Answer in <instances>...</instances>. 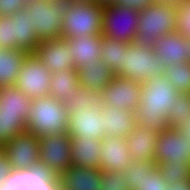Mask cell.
<instances>
[{
    "instance_id": "d6986e66",
    "label": "cell",
    "mask_w": 190,
    "mask_h": 190,
    "mask_svg": "<svg viewBox=\"0 0 190 190\" xmlns=\"http://www.w3.org/2000/svg\"><path fill=\"white\" fill-rule=\"evenodd\" d=\"M158 133L136 123L126 138L132 162L154 161V147Z\"/></svg>"
},
{
    "instance_id": "e0dca14e",
    "label": "cell",
    "mask_w": 190,
    "mask_h": 190,
    "mask_svg": "<svg viewBox=\"0 0 190 190\" xmlns=\"http://www.w3.org/2000/svg\"><path fill=\"white\" fill-rule=\"evenodd\" d=\"M56 178L38 167L24 171L13 170L5 190H56Z\"/></svg>"
},
{
    "instance_id": "d6a6232c",
    "label": "cell",
    "mask_w": 190,
    "mask_h": 190,
    "mask_svg": "<svg viewBox=\"0 0 190 190\" xmlns=\"http://www.w3.org/2000/svg\"><path fill=\"white\" fill-rule=\"evenodd\" d=\"M157 167L168 184L190 179V166L188 165H172L170 162H163L159 163Z\"/></svg>"
},
{
    "instance_id": "f35d334b",
    "label": "cell",
    "mask_w": 190,
    "mask_h": 190,
    "mask_svg": "<svg viewBox=\"0 0 190 190\" xmlns=\"http://www.w3.org/2000/svg\"><path fill=\"white\" fill-rule=\"evenodd\" d=\"M28 0H0V17L12 16L25 7Z\"/></svg>"
},
{
    "instance_id": "3957f363",
    "label": "cell",
    "mask_w": 190,
    "mask_h": 190,
    "mask_svg": "<svg viewBox=\"0 0 190 190\" xmlns=\"http://www.w3.org/2000/svg\"><path fill=\"white\" fill-rule=\"evenodd\" d=\"M69 113L63 102L51 95L32 99L27 131L37 137L66 133Z\"/></svg>"
},
{
    "instance_id": "ba28073f",
    "label": "cell",
    "mask_w": 190,
    "mask_h": 190,
    "mask_svg": "<svg viewBox=\"0 0 190 190\" xmlns=\"http://www.w3.org/2000/svg\"><path fill=\"white\" fill-rule=\"evenodd\" d=\"M139 11L116 4L103 7L102 36L132 43L136 40Z\"/></svg>"
},
{
    "instance_id": "f546056e",
    "label": "cell",
    "mask_w": 190,
    "mask_h": 190,
    "mask_svg": "<svg viewBox=\"0 0 190 190\" xmlns=\"http://www.w3.org/2000/svg\"><path fill=\"white\" fill-rule=\"evenodd\" d=\"M27 131V121L21 113L0 111V148L16 135Z\"/></svg>"
},
{
    "instance_id": "bcb514c9",
    "label": "cell",
    "mask_w": 190,
    "mask_h": 190,
    "mask_svg": "<svg viewBox=\"0 0 190 190\" xmlns=\"http://www.w3.org/2000/svg\"><path fill=\"white\" fill-rule=\"evenodd\" d=\"M156 2H168V3H176L177 0H155Z\"/></svg>"
},
{
    "instance_id": "7a4b0ae2",
    "label": "cell",
    "mask_w": 190,
    "mask_h": 190,
    "mask_svg": "<svg viewBox=\"0 0 190 190\" xmlns=\"http://www.w3.org/2000/svg\"><path fill=\"white\" fill-rule=\"evenodd\" d=\"M176 8V3L155 1L146 9L139 11L135 42L154 48L159 37L176 31Z\"/></svg>"
},
{
    "instance_id": "603a6c76",
    "label": "cell",
    "mask_w": 190,
    "mask_h": 190,
    "mask_svg": "<svg viewBox=\"0 0 190 190\" xmlns=\"http://www.w3.org/2000/svg\"><path fill=\"white\" fill-rule=\"evenodd\" d=\"M77 73L79 85L94 91H102L115 76L113 70L101 60L83 64Z\"/></svg>"
},
{
    "instance_id": "44dd1931",
    "label": "cell",
    "mask_w": 190,
    "mask_h": 190,
    "mask_svg": "<svg viewBox=\"0 0 190 190\" xmlns=\"http://www.w3.org/2000/svg\"><path fill=\"white\" fill-rule=\"evenodd\" d=\"M101 145L102 140L72 137L70 150L72 166L99 168Z\"/></svg>"
},
{
    "instance_id": "277c9868",
    "label": "cell",
    "mask_w": 190,
    "mask_h": 190,
    "mask_svg": "<svg viewBox=\"0 0 190 190\" xmlns=\"http://www.w3.org/2000/svg\"><path fill=\"white\" fill-rule=\"evenodd\" d=\"M166 70L167 65L157 57L154 48L132 42L124 51L123 65L115 75L142 84L149 77L164 76Z\"/></svg>"
},
{
    "instance_id": "b9f144b4",
    "label": "cell",
    "mask_w": 190,
    "mask_h": 190,
    "mask_svg": "<svg viewBox=\"0 0 190 190\" xmlns=\"http://www.w3.org/2000/svg\"><path fill=\"white\" fill-rule=\"evenodd\" d=\"M173 128L190 142V117L181 119Z\"/></svg>"
},
{
    "instance_id": "ac0fdd59",
    "label": "cell",
    "mask_w": 190,
    "mask_h": 190,
    "mask_svg": "<svg viewBox=\"0 0 190 190\" xmlns=\"http://www.w3.org/2000/svg\"><path fill=\"white\" fill-rule=\"evenodd\" d=\"M189 39L178 31L162 35L156 41L154 50L167 67L188 61Z\"/></svg>"
},
{
    "instance_id": "4fadbf2b",
    "label": "cell",
    "mask_w": 190,
    "mask_h": 190,
    "mask_svg": "<svg viewBox=\"0 0 190 190\" xmlns=\"http://www.w3.org/2000/svg\"><path fill=\"white\" fill-rule=\"evenodd\" d=\"M104 117L102 109L83 107L77 109V112L69 113L67 132L72 137H84L85 139L103 140Z\"/></svg>"
},
{
    "instance_id": "ffe728a7",
    "label": "cell",
    "mask_w": 190,
    "mask_h": 190,
    "mask_svg": "<svg viewBox=\"0 0 190 190\" xmlns=\"http://www.w3.org/2000/svg\"><path fill=\"white\" fill-rule=\"evenodd\" d=\"M105 136L126 139L135 127V111L124 110L121 107L103 106Z\"/></svg>"
},
{
    "instance_id": "5bb4252c",
    "label": "cell",
    "mask_w": 190,
    "mask_h": 190,
    "mask_svg": "<svg viewBox=\"0 0 190 190\" xmlns=\"http://www.w3.org/2000/svg\"><path fill=\"white\" fill-rule=\"evenodd\" d=\"M34 53L50 73L75 69V63L71 57L66 38L61 37L41 41Z\"/></svg>"
},
{
    "instance_id": "d590c367",
    "label": "cell",
    "mask_w": 190,
    "mask_h": 190,
    "mask_svg": "<svg viewBox=\"0 0 190 190\" xmlns=\"http://www.w3.org/2000/svg\"><path fill=\"white\" fill-rule=\"evenodd\" d=\"M177 29L180 34L190 39V0H177Z\"/></svg>"
},
{
    "instance_id": "8d00e7d4",
    "label": "cell",
    "mask_w": 190,
    "mask_h": 190,
    "mask_svg": "<svg viewBox=\"0 0 190 190\" xmlns=\"http://www.w3.org/2000/svg\"><path fill=\"white\" fill-rule=\"evenodd\" d=\"M101 190H131V187L123 180V171H102Z\"/></svg>"
},
{
    "instance_id": "6da1fadb",
    "label": "cell",
    "mask_w": 190,
    "mask_h": 190,
    "mask_svg": "<svg viewBox=\"0 0 190 190\" xmlns=\"http://www.w3.org/2000/svg\"><path fill=\"white\" fill-rule=\"evenodd\" d=\"M141 101L135 110V122L155 132L169 127V109L175 105L178 91L164 76L149 77L141 84Z\"/></svg>"
},
{
    "instance_id": "8992f818",
    "label": "cell",
    "mask_w": 190,
    "mask_h": 190,
    "mask_svg": "<svg viewBox=\"0 0 190 190\" xmlns=\"http://www.w3.org/2000/svg\"><path fill=\"white\" fill-rule=\"evenodd\" d=\"M65 3L28 0L25 10L31 13L32 27L41 41L62 37Z\"/></svg>"
},
{
    "instance_id": "ab89813d",
    "label": "cell",
    "mask_w": 190,
    "mask_h": 190,
    "mask_svg": "<svg viewBox=\"0 0 190 190\" xmlns=\"http://www.w3.org/2000/svg\"><path fill=\"white\" fill-rule=\"evenodd\" d=\"M13 172V168L7 155L0 148V190H5L7 178Z\"/></svg>"
},
{
    "instance_id": "7c38bea8",
    "label": "cell",
    "mask_w": 190,
    "mask_h": 190,
    "mask_svg": "<svg viewBox=\"0 0 190 190\" xmlns=\"http://www.w3.org/2000/svg\"><path fill=\"white\" fill-rule=\"evenodd\" d=\"M104 106L135 111L141 101V84L115 75L102 90Z\"/></svg>"
},
{
    "instance_id": "c3c4849f",
    "label": "cell",
    "mask_w": 190,
    "mask_h": 190,
    "mask_svg": "<svg viewBox=\"0 0 190 190\" xmlns=\"http://www.w3.org/2000/svg\"><path fill=\"white\" fill-rule=\"evenodd\" d=\"M189 47H190V39H189ZM188 53H189V55H188V61L190 62V49H188Z\"/></svg>"
},
{
    "instance_id": "9c48e42d",
    "label": "cell",
    "mask_w": 190,
    "mask_h": 190,
    "mask_svg": "<svg viewBox=\"0 0 190 190\" xmlns=\"http://www.w3.org/2000/svg\"><path fill=\"white\" fill-rule=\"evenodd\" d=\"M51 73L35 53H28L16 79L15 87L34 99L50 95Z\"/></svg>"
},
{
    "instance_id": "f6af8a7d",
    "label": "cell",
    "mask_w": 190,
    "mask_h": 190,
    "mask_svg": "<svg viewBox=\"0 0 190 190\" xmlns=\"http://www.w3.org/2000/svg\"><path fill=\"white\" fill-rule=\"evenodd\" d=\"M69 2L76 4H95L96 0H68Z\"/></svg>"
},
{
    "instance_id": "ee69618b",
    "label": "cell",
    "mask_w": 190,
    "mask_h": 190,
    "mask_svg": "<svg viewBox=\"0 0 190 190\" xmlns=\"http://www.w3.org/2000/svg\"><path fill=\"white\" fill-rule=\"evenodd\" d=\"M115 3L116 0H96V4L102 7L114 5Z\"/></svg>"
},
{
    "instance_id": "30bf717a",
    "label": "cell",
    "mask_w": 190,
    "mask_h": 190,
    "mask_svg": "<svg viewBox=\"0 0 190 190\" xmlns=\"http://www.w3.org/2000/svg\"><path fill=\"white\" fill-rule=\"evenodd\" d=\"M1 149L7 155L13 170L24 171L40 167L39 137L28 131L16 135Z\"/></svg>"
},
{
    "instance_id": "2e32d148",
    "label": "cell",
    "mask_w": 190,
    "mask_h": 190,
    "mask_svg": "<svg viewBox=\"0 0 190 190\" xmlns=\"http://www.w3.org/2000/svg\"><path fill=\"white\" fill-rule=\"evenodd\" d=\"M100 168L71 166L56 179V190H101Z\"/></svg>"
},
{
    "instance_id": "52a82bcc",
    "label": "cell",
    "mask_w": 190,
    "mask_h": 190,
    "mask_svg": "<svg viewBox=\"0 0 190 190\" xmlns=\"http://www.w3.org/2000/svg\"><path fill=\"white\" fill-rule=\"evenodd\" d=\"M39 165L56 179L72 166L69 133L45 135L39 138Z\"/></svg>"
},
{
    "instance_id": "83f0119b",
    "label": "cell",
    "mask_w": 190,
    "mask_h": 190,
    "mask_svg": "<svg viewBox=\"0 0 190 190\" xmlns=\"http://www.w3.org/2000/svg\"><path fill=\"white\" fill-rule=\"evenodd\" d=\"M68 113L77 112V109L83 107H91L94 109H102L104 106V99L102 91H94L78 85L76 94L67 96L63 102Z\"/></svg>"
},
{
    "instance_id": "7bdbcfd3",
    "label": "cell",
    "mask_w": 190,
    "mask_h": 190,
    "mask_svg": "<svg viewBox=\"0 0 190 190\" xmlns=\"http://www.w3.org/2000/svg\"><path fill=\"white\" fill-rule=\"evenodd\" d=\"M168 190H190V179L188 181L170 183Z\"/></svg>"
},
{
    "instance_id": "74e56055",
    "label": "cell",
    "mask_w": 190,
    "mask_h": 190,
    "mask_svg": "<svg viewBox=\"0 0 190 190\" xmlns=\"http://www.w3.org/2000/svg\"><path fill=\"white\" fill-rule=\"evenodd\" d=\"M140 184L139 190H168L169 187L157 166L152 170V177H146Z\"/></svg>"
},
{
    "instance_id": "5b68a950",
    "label": "cell",
    "mask_w": 190,
    "mask_h": 190,
    "mask_svg": "<svg viewBox=\"0 0 190 190\" xmlns=\"http://www.w3.org/2000/svg\"><path fill=\"white\" fill-rule=\"evenodd\" d=\"M62 23V38L102 35L103 7L67 1Z\"/></svg>"
},
{
    "instance_id": "4dcf8cb0",
    "label": "cell",
    "mask_w": 190,
    "mask_h": 190,
    "mask_svg": "<svg viewBox=\"0 0 190 190\" xmlns=\"http://www.w3.org/2000/svg\"><path fill=\"white\" fill-rule=\"evenodd\" d=\"M156 166L155 161L131 162L123 172V180L130 185L131 190H139L140 183L146 177H152V170Z\"/></svg>"
},
{
    "instance_id": "f1b7e54d",
    "label": "cell",
    "mask_w": 190,
    "mask_h": 190,
    "mask_svg": "<svg viewBox=\"0 0 190 190\" xmlns=\"http://www.w3.org/2000/svg\"><path fill=\"white\" fill-rule=\"evenodd\" d=\"M129 45L130 43L103 36L101 41V61L105 62L116 74L123 65L124 51L128 49Z\"/></svg>"
},
{
    "instance_id": "60d3db41",
    "label": "cell",
    "mask_w": 190,
    "mask_h": 190,
    "mask_svg": "<svg viewBox=\"0 0 190 190\" xmlns=\"http://www.w3.org/2000/svg\"><path fill=\"white\" fill-rule=\"evenodd\" d=\"M155 0H116L117 6H125L137 11H141L149 7Z\"/></svg>"
},
{
    "instance_id": "1f68e13d",
    "label": "cell",
    "mask_w": 190,
    "mask_h": 190,
    "mask_svg": "<svg viewBox=\"0 0 190 190\" xmlns=\"http://www.w3.org/2000/svg\"><path fill=\"white\" fill-rule=\"evenodd\" d=\"M166 77L179 93L190 94V62L186 61L167 67Z\"/></svg>"
},
{
    "instance_id": "cb8c5ba5",
    "label": "cell",
    "mask_w": 190,
    "mask_h": 190,
    "mask_svg": "<svg viewBox=\"0 0 190 190\" xmlns=\"http://www.w3.org/2000/svg\"><path fill=\"white\" fill-rule=\"evenodd\" d=\"M14 23V42L27 53H34L40 41L36 38L33 29L31 13L25 8L12 15Z\"/></svg>"
},
{
    "instance_id": "9a60e30c",
    "label": "cell",
    "mask_w": 190,
    "mask_h": 190,
    "mask_svg": "<svg viewBox=\"0 0 190 190\" xmlns=\"http://www.w3.org/2000/svg\"><path fill=\"white\" fill-rule=\"evenodd\" d=\"M100 152L101 171H125L132 162L126 139L105 136L102 140Z\"/></svg>"
},
{
    "instance_id": "e575fe53",
    "label": "cell",
    "mask_w": 190,
    "mask_h": 190,
    "mask_svg": "<svg viewBox=\"0 0 190 190\" xmlns=\"http://www.w3.org/2000/svg\"><path fill=\"white\" fill-rule=\"evenodd\" d=\"M0 48L21 50L14 42V23L12 16L0 17Z\"/></svg>"
},
{
    "instance_id": "8fae6325",
    "label": "cell",
    "mask_w": 190,
    "mask_h": 190,
    "mask_svg": "<svg viewBox=\"0 0 190 190\" xmlns=\"http://www.w3.org/2000/svg\"><path fill=\"white\" fill-rule=\"evenodd\" d=\"M155 164L170 162L172 165L190 166V142L175 128L168 127L158 133L154 147Z\"/></svg>"
},
{
    "instance_id": "836d02e7",
    "label": "cell",
    "mask_w": 190,
    "mask_h": 190,
    "mask_svg": "<svg viewBox=\"0 0 190 190\" xmlns=\"http://www.w3.org/2000/svg\"><path fill=\"white\" fill-rule=\"evenodd\" d=\"M190 117V94L178 93L175 99V105L169 109L168 123L169 127H174L181 119Z\"/></svg>"
},
{
    "instance_id": "7dc6e473",
    "label": "cell",
    "mask_w": 190,
    "mask_h": 190,
    "mask_svg": "<svg viewBox=\"0 0 190 190\" xmlns=\"http://www.w3.org/2000/svg\"><path fill=\"white\" fill-rule=\"evenodd\" d=\"M41 1H47V2H58V1H61V2L66 3L68 0H41Z\"/></svg>"
},
{
    "instance_id": "7402d4cb",
    "label": "cell",
    "mask_w": 190,
    "mask_h": 190,
    "mask_svg": "<svg viewBox=\"0 0 190 190\" xmlns=\"http://www.w3.org/2000/svg\"><path fill=\"white\" fill-rule=\"evenodd\" d=\"M102 35L77 36L66 38L68 40L69 51L78 69L85 63L101 60V41Z\"/></svg>"
},
{
    "instance_id": "d4e9b609",
    "label": "cell",
    "mask_w": 190,
    "mask_h": 190,
    "mask_svg": "<svg viewBox=\"0 0 190 190\" xmlns=\"http://www.w3.org/2000/svg\"><path fill=\"white\" fill-rule=\"evenodd\" d=\"M27 54L25 50L0 48V87L15 85Z\"/></svg>"
},
{
    "instance_id": "484cf974",
    "label": "cell",
    "mask_w": 190,
    "mask_h": 190,
    "mask_svg": "<svg viewBox=\"0 0 190 190\" xmlns=\"http://www.w3.org/2000/svg\"><path fill=\"white\" fill-rule=\"evenodd\" d=\"M32 99L15 86L0 87V111L21 113L27 121L29 119Z\"/></svg>"
},
{
    "instance_id": "4316f807",
    "label": "cell",
    "mask_w": 190,
    "mask_h": 190,
    "mask_svg": "<svg viewBox=\"0 0 190 190\" xmlns=\"http://www.w3.org/2000/svg\"><path fill=\"white\" fill-rule=\"evenodd\" d=\"M50 95L52 98L64 102L67 96L76 94L78 87L77 69L60 70L51 73Z\"/></svg>"
}]
</instances>
